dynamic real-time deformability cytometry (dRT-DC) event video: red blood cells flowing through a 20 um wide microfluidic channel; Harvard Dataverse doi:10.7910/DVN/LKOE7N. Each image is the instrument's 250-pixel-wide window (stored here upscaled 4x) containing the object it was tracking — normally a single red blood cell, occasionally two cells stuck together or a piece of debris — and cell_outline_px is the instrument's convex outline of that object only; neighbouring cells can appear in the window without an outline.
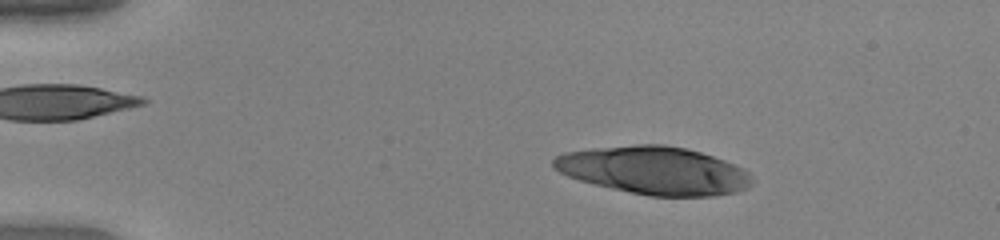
{"species": "human", "species_latin": "Homo sapiens", "temperature_condition": "warm", "stored_images_in_passage": 50, "camera_frame_rate_fps": 3000, "um_per_image_px": 0.085, "donor": {"sex": "female"}, "frame": {"image": 1, "passage_image": 8, "time_ms": 2.333, "image_size_px": [1000, 240], "cell_outline_px": [[752, 184], [748, 188], [736, 192], [712, 196], [648, 196], [612, 188], [580, 180], [568, 176], [552, 168], [552, 160], [556, 156], [564, 152], [636, 144], [664, 144], [684, 148], [700, 152], [724, 160], [748, 172]], "centroid_in_image_um": [55.59, 14.49], "position_along_channel_um": 29.4, "area_um2": 54.91}}
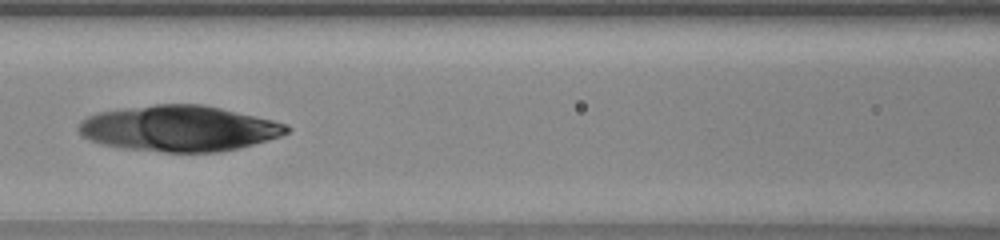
{"frame": {"image": 2, "passage_image": 23, "time_ms": 7.333, "image_size_px": [1000, 240], "cell_outline_px": [[292, 128], [288, 132], [280, 136], [240, 148], [220, 152], [164, 152], [124, 148], [100, 144], [84, 136], [76, 128], [80, 120], [96, 112], [120, 108], [156, 104], [204, 104], [272, 120], [288, 124]], "centroid_in_image_um": [15.2, 10.91], "position_along_channel_um": 151.4, "area_um2": 55.72}}
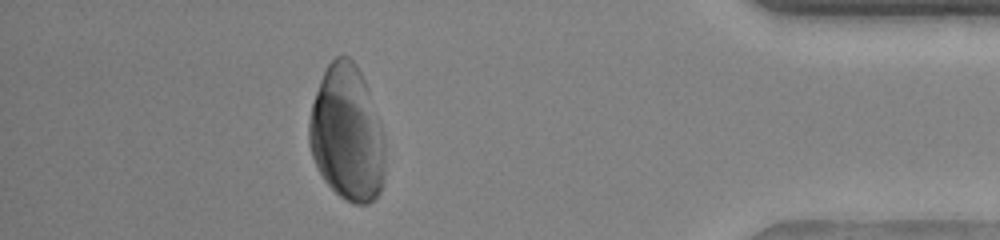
{"frame": {"image": 3, "passage_image": 45, "time_ms": 14.667, "image_size_px": [1000, 240], "cell_outline_px": [[384, 180], [380, 192], [368, 204], [352, 204], [340, 196], [324, 180], [312, 156], [308, 144], [308, 124], [312, 104], [320, 80], [328, 64], [336, 56], [348, 56], [356, 64], [364, 80], [380, 120], [384, 136]], "centroid_in_image_um": [29.49, 11.36], "position_along_channel_um": 405.7, "area_um2": 60.11}}